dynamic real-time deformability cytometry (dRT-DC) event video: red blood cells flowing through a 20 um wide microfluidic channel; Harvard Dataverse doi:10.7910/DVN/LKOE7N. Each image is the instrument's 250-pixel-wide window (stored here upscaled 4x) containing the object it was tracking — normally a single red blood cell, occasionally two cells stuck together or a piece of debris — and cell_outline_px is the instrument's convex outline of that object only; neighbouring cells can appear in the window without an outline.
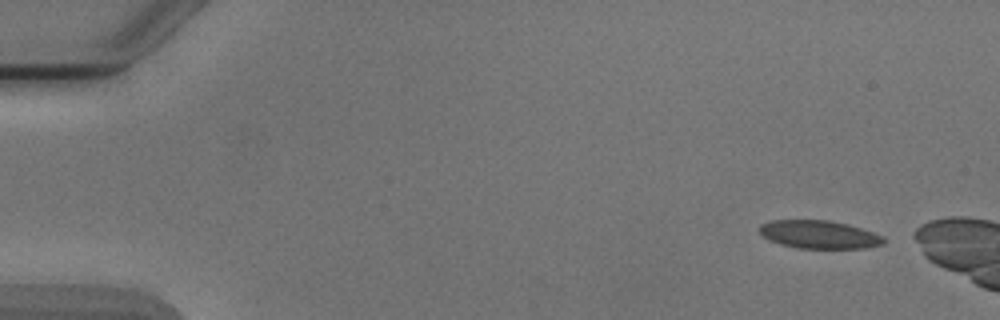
{"species": "Egyptian fruit bat (a non-hibernating species)", "species_latin": "Rousettus aegyptiacus", "temperature_condition": "cold", "stored_images_in_passage": 5, "camera_frame_rate_fps": 3000, "um_per_image_px": 0.085, "animal": {"sex": "male"}, "frame": {"image": 1, "passage_image": 1, "time_ms": 0.0, "image_size_px": [1000, 320], "cell_outline_px": [[888, 240], [884, 244], [868, 248], [796, 248], [780, 244], [764, 236], [760, 232], [760, 224], [772, 220], [828, 220], [848, 224], [884, 236]], "centroid_in_image_um": [69.68, 19.94], "position_along_channel_um": 15.3, "area_um2": 20.35}}